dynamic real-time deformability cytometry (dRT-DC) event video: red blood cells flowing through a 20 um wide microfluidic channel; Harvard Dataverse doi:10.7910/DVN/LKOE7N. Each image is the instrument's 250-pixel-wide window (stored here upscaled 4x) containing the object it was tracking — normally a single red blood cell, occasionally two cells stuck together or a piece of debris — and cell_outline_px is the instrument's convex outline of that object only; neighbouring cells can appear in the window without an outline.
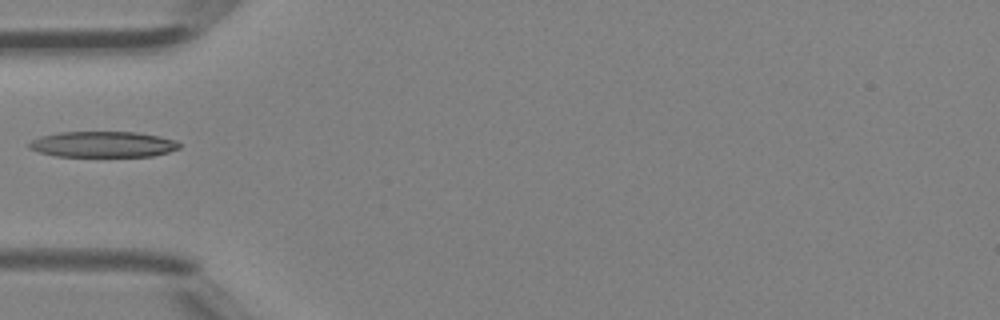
{"species": "Egyptian fruit bat (a non-hibernating species)", "species_latin": "Rousettus aegyptiacus", "temperature_condition": "room temperature", "stored_images_in_passage": 3, "camera_frame_rate_fps": 3000, "um_per_image_px": 0.085, "animal": {"sex": "female"}, "frame": {"image": 1, "passage_image": 3, "time_ms": 0.667, "image_size_px": [1000, 320], "cell_outline_px": [[180, 148], [168, 152], [152, 156], [56, 156], [40, 152], [28, 148], [28, 144], [32, 140], [40, 136], [60, 132], [136, 132], [176, 140], [180, 144]], "centroid_in_image_um": [8.74, 12.27], "position_along_channel_um": 76.3, "area_um2": 22.48}}